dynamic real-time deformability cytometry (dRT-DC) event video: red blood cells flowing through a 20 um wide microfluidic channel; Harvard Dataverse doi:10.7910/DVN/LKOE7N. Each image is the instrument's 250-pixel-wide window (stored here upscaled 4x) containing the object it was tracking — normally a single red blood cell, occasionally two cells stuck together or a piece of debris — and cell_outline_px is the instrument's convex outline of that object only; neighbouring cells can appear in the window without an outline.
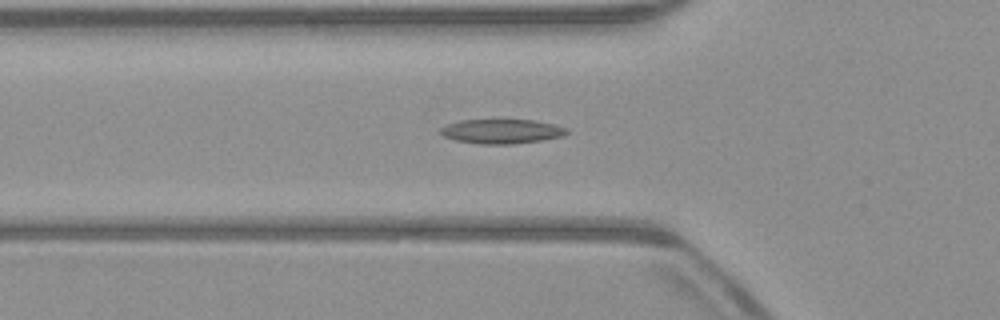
{"species": "common noctule bat (a hibernating species)", "species_latin": "Nyctalus noctula", "temperature_condition": "warm", "stored_images_in_passage": 51, "camera_frame_rate_fps": 3000, "um_per_image_px": 0.085, "animal": {"sex": "male", "body_mass_g": 23.1, "forearm_length_mm": 52.7}, "frame": {"image": 1, "passage_image": 17, "time_ms": 5.333, "image_size_px": [1000, 320], "cell_outline_px": [[568, 132], [564, 136], [540, 140], [512, 144], [480, 144], [456, 140], [444, 136], [440, 132], [440, 128], [448, 124], [460, 120], [536, 120], [556, 124], [568, 128]], "centroid_in_image_um": [42.68, 11.16], "position_along_channel_um": 83.1, "area_um2": 17.98}}
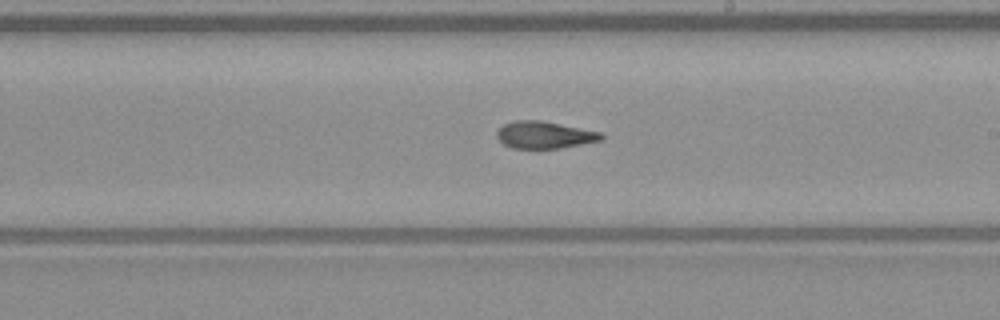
{"frame": {"image": 2, "passage_image": 29, "time_ms": 9.333, "image_size_px": [1000, 320], "cell_outline_px": [[604, 140], [560, 148], [512, 148], [504, 144], [496, 136], [496, 132], [504, 124], [516, 120], [540, 120], [600, 132], [604, 136]], "centroid_in_image_um": [46.28, 11.47], "position_along_channel_um": 242.7, "area_um2": 16.36}}
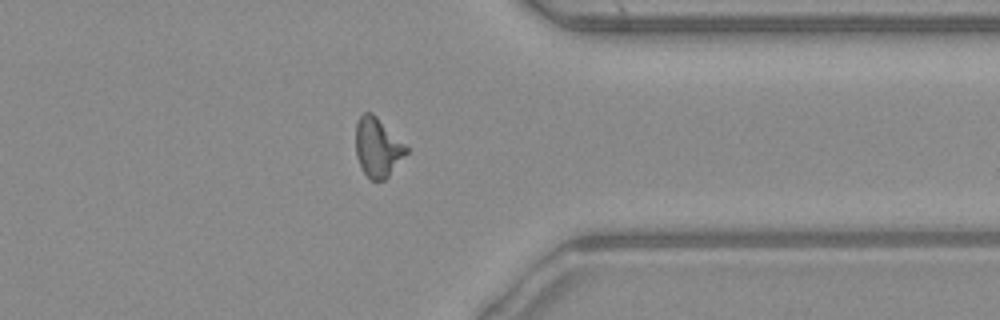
{"frame": {"image": 3, "passage_image": 40, "time_ms": 13.0, "image_size_px": [1000, 320], "cell_outline_px": [[408, 152], [388, 176], [384, 180], [372, 180], [360, 168], [356, 156], [356, 120], [364, 112], [372, 112], [408, 148]], "centroid_in_image_um": [32.07, 12.52], "position_along_channel_um": 379.3, "area_um2": 17.22}, "authors_computed_cell_mechanics": {"area_um2": 17.1666, "velocity_mm_per_s": 3.9645, "shape_relaxation_time_tau1_ms": 8.9411, "shape_relaxation_time_tau2_ms": 1.9091, "deformation_change_tau1": 0.2493, "deformation_change_tau2": 0.086}}